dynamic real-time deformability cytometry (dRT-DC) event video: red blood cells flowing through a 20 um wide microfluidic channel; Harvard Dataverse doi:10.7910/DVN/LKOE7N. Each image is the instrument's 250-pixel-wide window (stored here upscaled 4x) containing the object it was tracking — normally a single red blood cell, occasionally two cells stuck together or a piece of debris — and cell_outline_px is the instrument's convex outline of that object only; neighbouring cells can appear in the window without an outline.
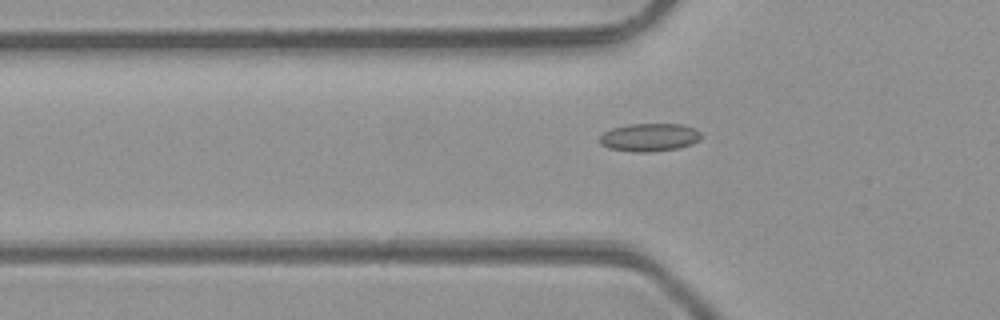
{"species": "common noctule bat (a hibernating species)", "species_latin": "Nyctalus noctula", "temperature_condition": "room temperature", "stored_images_in_passage": 48, "camera_frame_rate_fps": 3000, "um_per_image_px": 0.085, "animal": {"sex": "male", "body_mass_g": 23.1, "forearm_length_mm": 52.7}, "frame": {"image": 1, "passage_image": 16, "time_ms": 5.0, "image_size_px": [1000, 320], "cell_outline_px": [[700, 140], [692, 144], [680, 148], [652, 152], [632, 152], [608, 148], [600, 144], [600, 136], [604, 132], [612, 128], [628, 124], [684, 124], [696, 128], [700, 132]], "centroid_in_image_um": [55.22, 11.68], "position_along_channel_um": 70.6, "area_um2": 16.82}}
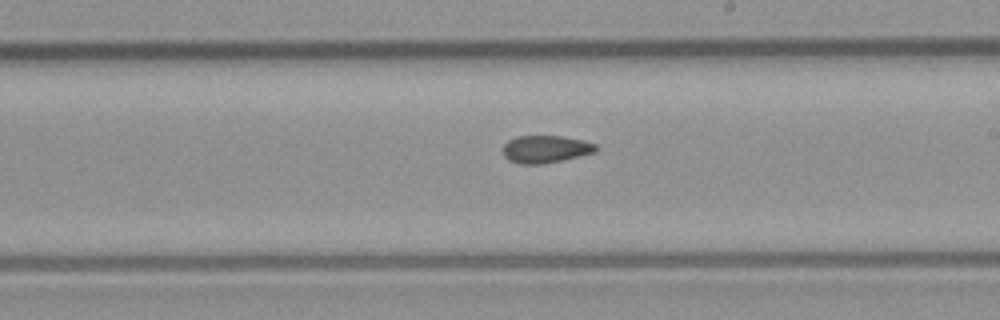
{"frame": {"image": 2, "passage_image": 28, "time_ms": 9.0, "image_size_px": [1000, 320], "cell_outline_px": [[596, 152], [560, 160], [540, 164], [520, 164], [508, 160], [504, 156], [504, 144], [508, 140], [516, 136], [560, 136], [580, 140], [596, 144]], "centroid_in_image_um": [46.33, 12.67], "position_along_channel_um": 242.7, "area_um2": 14.62}}
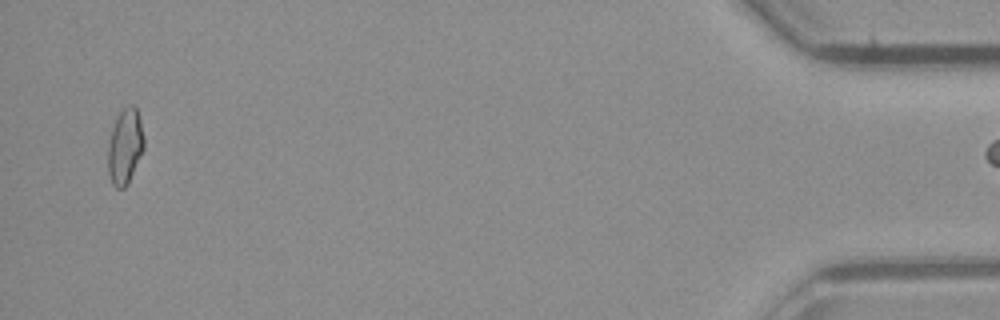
{"frame": {"image": 3, "passage_image": 47, "time_ms": 15.333, "image_size_px": [1000, 320], "cell_outline_px": [[144, 148], [128, 184], [124, 188], [116, 188], [112, 184], [108, 172], [108, 144], [112, 128], [120, 112], [124, 108], [132, 104], [136, 108], [140, 116], [144, 136]], "centroid_in_image_um": [10.64, 12.46], "position_along_channel_um": 424.6, "area_um2": 15.84}}